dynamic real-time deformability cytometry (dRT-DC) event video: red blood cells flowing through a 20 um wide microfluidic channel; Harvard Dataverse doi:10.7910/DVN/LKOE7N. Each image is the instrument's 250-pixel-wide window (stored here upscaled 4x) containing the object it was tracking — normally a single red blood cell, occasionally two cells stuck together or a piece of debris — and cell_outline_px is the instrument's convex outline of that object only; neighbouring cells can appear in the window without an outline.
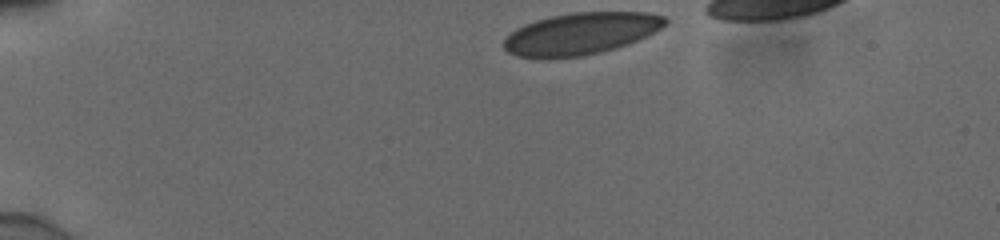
{"species": "human", "species_latin": "Homo sapiens", "temperature_condition": "cold", "stored_images_in_passage": 34, "camera_frame_rate_fps": 3000, "um_per_image_px": 0.085, "donor": {"sex": "male"}, "frame": {"image": 1, "passage_image": 1, "time_ms": 0.0, "image_size_px": [1000, 240], "cell_outline_px": [[668, 20], [660, 28], [636, 40], [612, 48], [580, 56], [520, 56], [508, 52], [504, 48], [504, 40], [516, 28], [524, 24], [536, 20], [552, 16], [572, 12], [648, 12], [664, 16]], "centroid_in_image_um": [49.37, 2.81], "position_along_channel_um": 35.6, "area_um2": 38.15}}
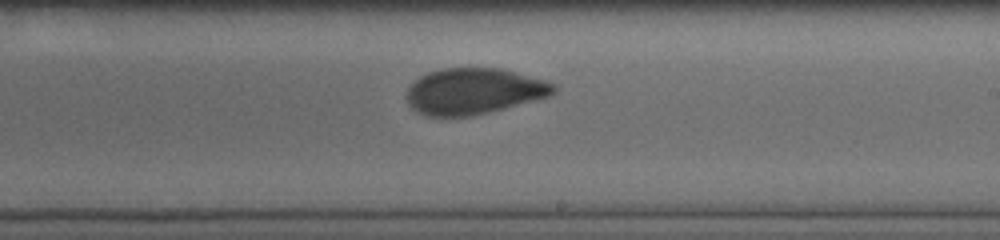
{"frame": {"image": 2, "passage_image": 21, "time_ms": 6.667, "image_size_px": [1000, 240], "cell_outline_px": [[556, 92], [548, 96], [488, 112], [472, 116], [428, 116], [416, 112], [408, 104], [408, 88], [420, 76], [428, 72], [440, 68], [500, 68], [544, 80], [556, 84]], "centroid_in_image_um": [40.26, 7.75], "position_along_channel_um": 248.7, "area_um2": 39.13}}
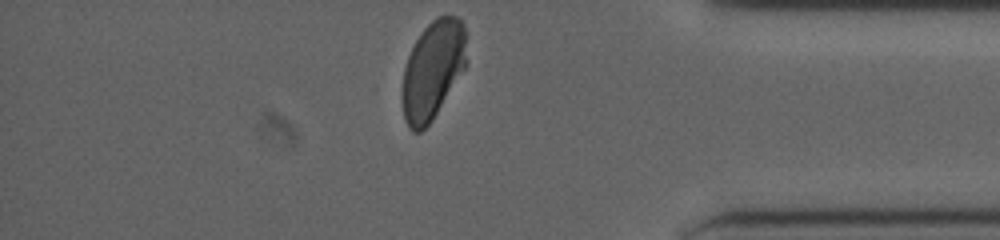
{"frame": {"image": 3, "passage_image": 34, "time_ms": 11.0, "image_size_px": [1000, 240], "cell_outline_px": [[468, 64], [432, 120], [420, 132], [412, 132], [408, 128], [404, 120], [400, 100], [400, 96], [404, 68], [408, 56], [416, 40], [424, 28], [436, 16], [456, 16], [464, 24]], "centroid_in_image_um": [36.77, 5.97], "position_along_channel_um": 398.4, "area_um2": 37.45}, "authors_computed_cell_mechanics": {"area_um2": 39.8242, "velocity_mm_per_s": 3.8839, "shape_relaxation_time_tau1_ms": 3.0952, "shape_relaxation_time_tau2_ms": null, "deformation_change_tau1": 0.1084, "deformation_change_tau2": null}}